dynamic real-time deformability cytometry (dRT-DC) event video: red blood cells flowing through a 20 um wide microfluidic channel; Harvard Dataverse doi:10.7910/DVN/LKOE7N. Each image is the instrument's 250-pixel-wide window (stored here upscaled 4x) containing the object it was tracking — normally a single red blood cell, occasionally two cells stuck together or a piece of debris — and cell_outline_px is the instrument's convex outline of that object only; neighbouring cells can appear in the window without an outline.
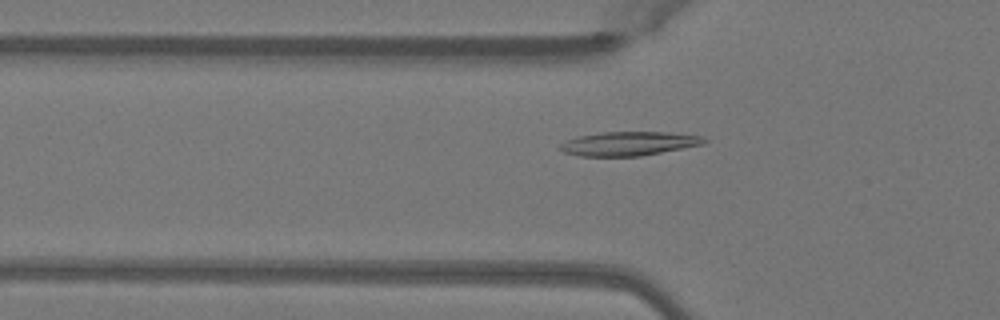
{"species": "Egyptian fruit bat (a non-hibernating species)", "species_latin": "Rousettus aegyptiacus", "temperature_condition": "warm", "stored_images_in_passage": 35, "camera_frame_rate_fps": 3000, "um_per_image_px": 0.085, "animal": {"sex": "female"}, "frame": {"image": 1, "passage_image": 2, "time_ms": 0.333, "image_size_px": [1000, 320], "cell_outline_px": [[708, 140], [704, 144], [640, 156], [580, 156], [564, 152], [556, 148], [560, 144], [568, 140], [580, 136], [604, 132], [668, 132], [704, 136]], "centroid_in_image_um": [53.47, 12.2], "position_along_channel_um": 72.3, "area_um2": 20.06}}
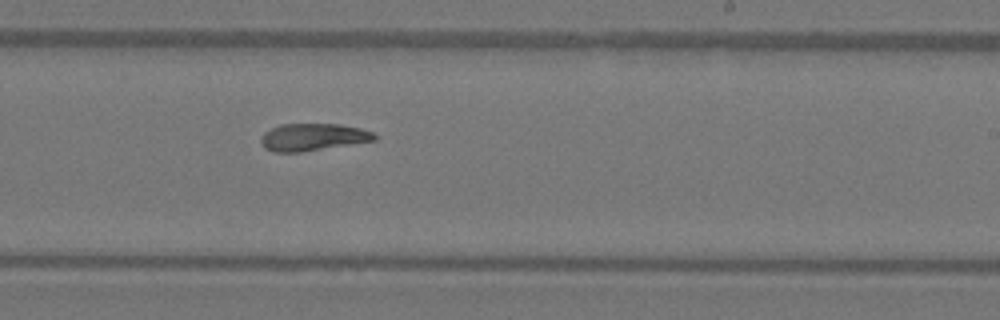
{"frame": {"image": 2, "passage_image": 16, "time_ms": 5.0, "image_size_px": [1000, 320], "cell_outline_px": [[376, 140], [300, 152], [272, 152], [264, 148], [260, 140], [264, 132], [280, 124], [340, 124], [360, 128], [372, 132], [376, 136]], "centroid_in_image_um": [26.56, 11.65], "position_along_channel_um": 262.4, "area_um2": 17.92}}
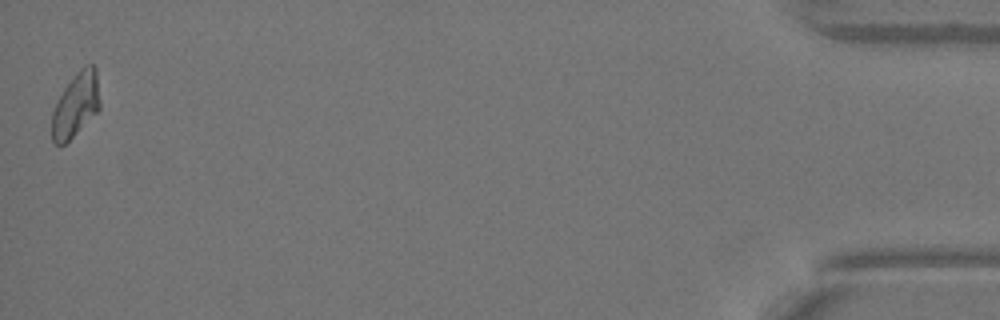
{"frame": {"image": 3, "passage_image": 35, "time_ms": 11.333, "image_size_px": [1000, 320], "cell_outline_px": [[100, 108], [60, 148], [52, 140], [52, 112], [64, 88], [76, 72], [84, 64], [92, 64], [96, 68], [100, 104]], "centroid_in_image_um": [6.44, 8.88], "position_along_channel_um": 428.8, "area_um2": 17.69}, "authors_computed_cell_mechanics": {"area_um2": 18.1492, "velocity_mm_per_s": 4.0621, "shape_relaxation_time_tau1_ms": 6.8717, "shape_relaxation_time_tau2_ms": 2.8427, "deformation_change_tau1": 0.2051, "deformation_change_tau2": 0.0656}}